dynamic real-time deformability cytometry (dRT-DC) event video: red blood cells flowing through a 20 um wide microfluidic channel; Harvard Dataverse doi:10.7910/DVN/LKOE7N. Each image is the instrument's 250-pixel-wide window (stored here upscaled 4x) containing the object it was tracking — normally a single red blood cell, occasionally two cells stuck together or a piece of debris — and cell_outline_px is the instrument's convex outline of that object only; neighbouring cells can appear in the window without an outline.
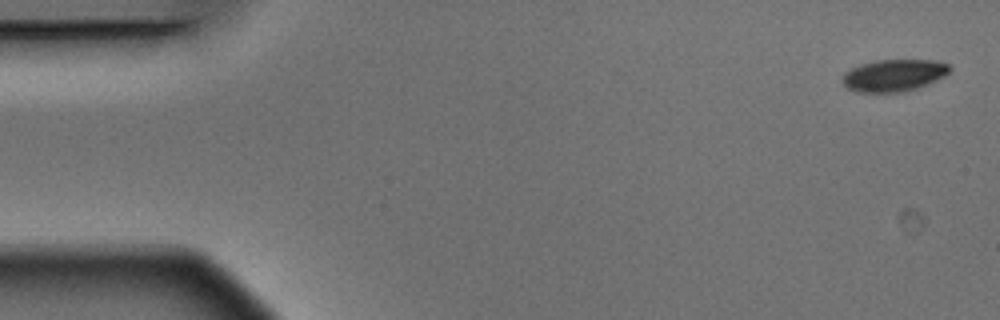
{"species": "Egyptian fruit bat (a non-hibernating species)", "species_latin": "Rousettus aegyptiacus", "temperature_condition": "warm", "stored_images_in_passage": 6, "camera_frame_rate_fps": 3000, "um_per_image_px": 0.085, "animal": {"sex": "male"}, "frame": {"image": 1, "passage_image": 1, "time_ms": 0.0, "image_size_px": [1000, 320], "cell_outline_px": [[952, 68], [944, 76], [936, 80], [916, 88], [904, 92], [856, 92], [848, 88], [840, 80], [844, 72], [860, 64], [876, 60], [936, 60], [948, 64]], "centroid_in_image_um": [75.95, 6.4], "position_along_channel_um": 9.1, "area_um2": 20.06}}
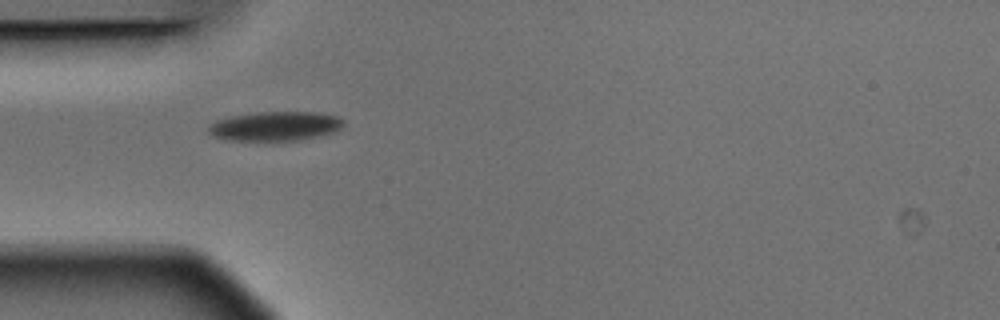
{"frame": {"image": 2, "passage_image": 5, "time_ms": 1.333, "image_size_px": [1000, 320], "cell_outline_px": [[344, 124], [340, 128], [332, 132], [300, 140], [224, 140], [212, 136], [208, 132], [208, 128], [216, 120], [232, 116], [260, 112], [320, 112], [340, 116], [344, 120]], "centroid_in_image_um": [23.41, 10.71], "position_along_channel_um": 61.6, "area_um2": 23.0}}
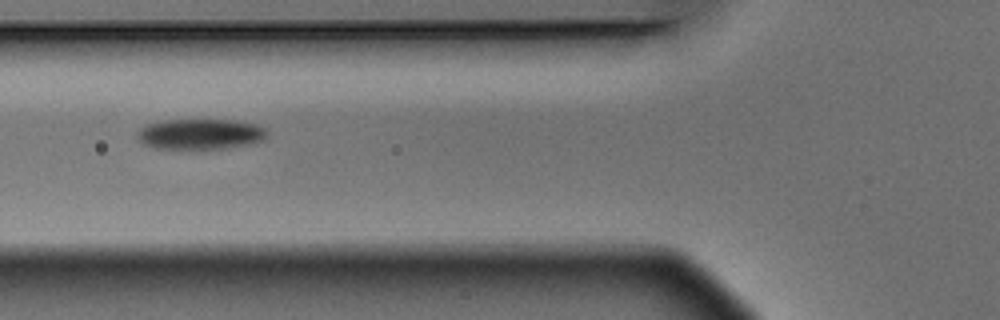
{"frame": {"image": 3, "passage_image": 6, "time_ms": 1.667, "image_size_px": [1000, 320], "cell_outline_px": [[268, 136], [264, 140], [248, 144], [228, 148], [156, 148], [144, 144], [136, 136], [136, 132], [140, 128], [148, 124], [164, 120], [232, 120], [256, 124], [268, 128]], "centroid_in_image_um": [17.07, 11.39], "position_along_channel_um": 108.7, "area_um2": 23.06}}